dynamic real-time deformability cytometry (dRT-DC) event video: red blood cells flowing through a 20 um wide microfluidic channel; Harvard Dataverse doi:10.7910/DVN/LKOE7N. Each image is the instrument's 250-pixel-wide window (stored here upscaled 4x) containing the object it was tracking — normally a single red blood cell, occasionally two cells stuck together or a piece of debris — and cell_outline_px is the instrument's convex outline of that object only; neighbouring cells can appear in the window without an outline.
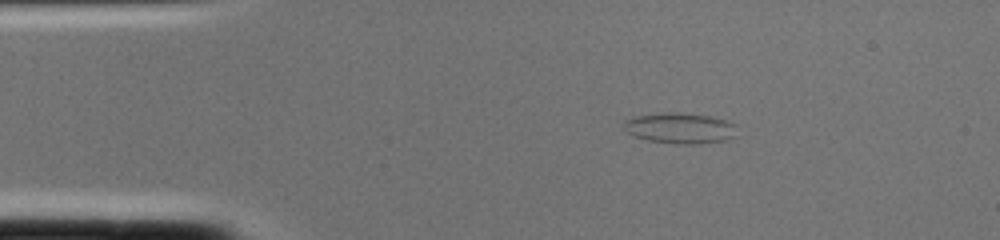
{"species": "common noctule bat (a hibernating species)", "species_latin": "Nyctalus noctula", "temperature_condition": "cold", "stored_images_in_passage": 2, "camera_frame_rate_fps": 3000, "um_per_image_px": 0.085, "animal": {"sex": "female", "body_mass_g": 22.0, "forearm_length_mm": 56.7}, "frame": {"image": 1, "passage_image": 1, "time_ms": 0.0, "image_size_px": [1000, 240], "cell_outline_px": [[736, 136], [728, 140], [700, 144], [676, 144], [648, 140], [632, 136], [624, 128], [624, 120], [632, 116], [664, 112], [680, 112], [712, 116], [736, 124]], "centroid_in_image_um": [57.81, 10.89], "position_along_channel_um": 27.2, "area_um2": 20.69}}